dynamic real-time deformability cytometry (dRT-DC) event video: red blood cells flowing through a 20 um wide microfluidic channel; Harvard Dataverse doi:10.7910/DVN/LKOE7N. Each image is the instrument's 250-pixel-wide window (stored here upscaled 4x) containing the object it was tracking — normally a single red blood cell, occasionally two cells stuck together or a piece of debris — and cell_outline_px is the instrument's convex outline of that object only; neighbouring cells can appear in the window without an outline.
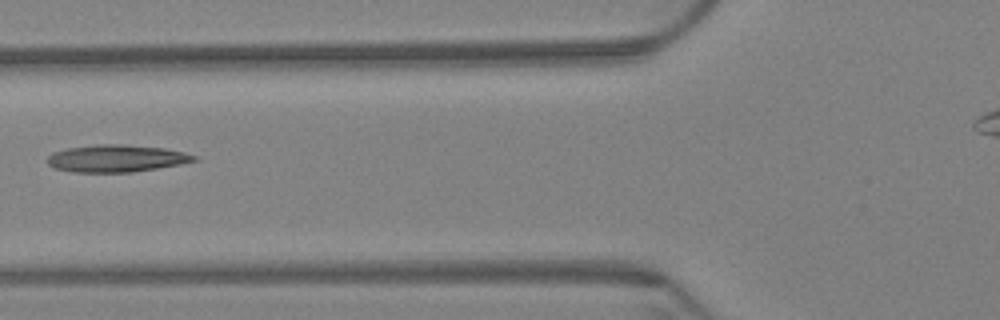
{"species": "Egyptian fruit bat (a non-hibernating species)", "species_latin": "Rousettus aegyptiacus", "temperature_condition": "warm", "stored_images_in_passage": 10, "camera_frame_rate_fps": 3000, "um_per_image_px": 0.085, "animal": {"sex": "female"}, "frame": {"image": 1, "passage_image": 7, "time_ms": 2.0, "image_size_px": [1000, 320], "cell_outline_px": [[200, 160], [180, 164], [132, 172], [72, 172], [56, 168], [48, 164], [48, 156], [52, 152], [68, 148], [96, 144], [120, 144], [164, 148], [184, 152], [196, 156]], "centroid_in_image_um": [9.9, 13.46], "position_along_channel_um": 115.9, "area_um2": 23.18}}
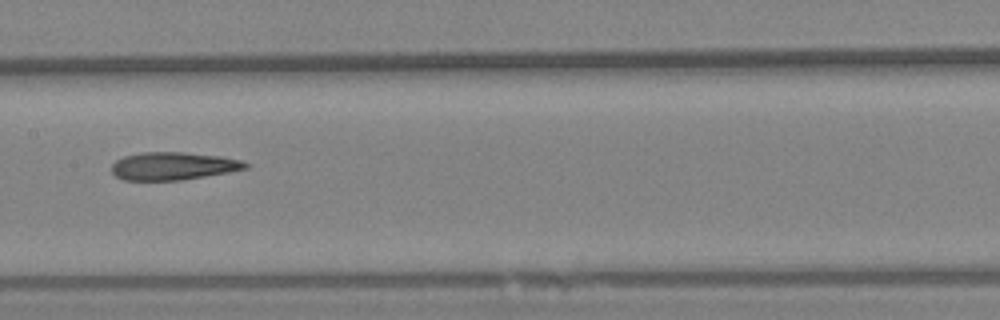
{"frame": {"image": 2, "passage_image": 9, "time_ms": 2.667, "image_size_px": [1000, 320], "cell_outline_px": [[248, 168], [228, 172], [180, 180], [124, 180], [116, 176], [112, 172], [112, 164], [116, 160], [124, 156], [140, 152], [184, 152], [220, 156], [240, 160], [248, 164]], "centroid_in_image_um": [14.69, 14.1], "position_along_channel_um": 192.7, "area_um2": 21.56}}
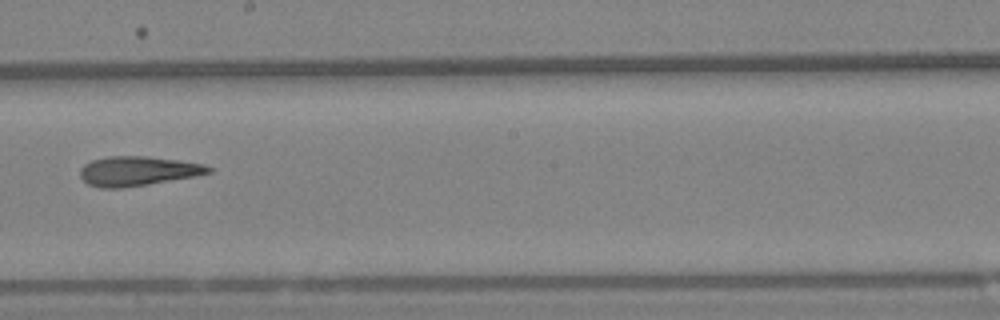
{"frame": {"image": 3, "passage_image": 10, "time_ms": 3.0, "image_size_px": [1000, 320], "cell_outline_px": [[212, 172], [192, 176], [120, 188], [100, 188], [88, 184], [80, 176], [80, 168], [84, 164], [92, 160], [108, 156], [148, 156], [204, 164], [212, 168]], "centroid_in_image_um": [11.65, 14.52], "position_along_channel_um": 236.6, "area_um2": 21.68}}